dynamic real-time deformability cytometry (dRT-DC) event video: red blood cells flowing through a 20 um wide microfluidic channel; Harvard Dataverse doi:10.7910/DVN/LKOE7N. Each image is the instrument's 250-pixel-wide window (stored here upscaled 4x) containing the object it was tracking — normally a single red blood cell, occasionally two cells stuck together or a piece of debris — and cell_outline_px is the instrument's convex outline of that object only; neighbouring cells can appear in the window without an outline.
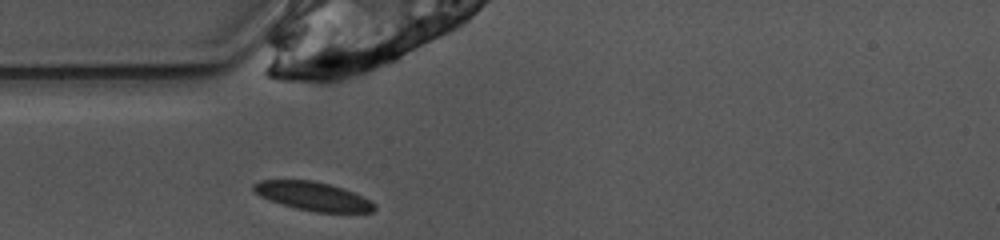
{"species": "common noctule bat (a hibernating species)", "species_latin": "Nyctalus noctula", "temperature_condition": "warm", "stored_images_in_passage": 27, "camera_frame_rate_fps": 3000, "um_per_image_px": 0.085, "animal": {"sex": "female", "body_mass_g": 10.0, "forearm_length_mm": 53.1}, "frame": {"image": 1, "passage_image": 1, "time_ms": 0.0, "image_size_px": [1000, 240], "cell_outline_px": [[376, 208], [372, 212], [316, 212], [296, 208], [268, 200], [260, 196], [252, 188], [252, 184], [260, 180], [312, 180], [344, 188], [376, 204]], "centroid_in_image_um": [26.57, 16.67], "position_along_channel_um": 58.4, "area_um2": 20.0}}
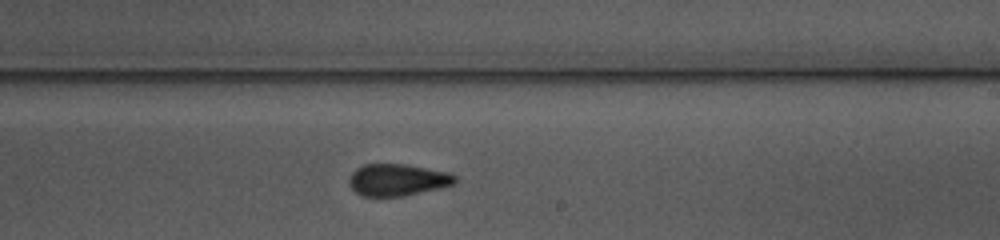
{"frame": {"image": 2, "passage_image": 16, "time_ms": 5.0, "image_size_px": [1000, 240], "cell_outline_px": [[456, 184], [440, 188], [404, 196], [364, 196], [356, 192], [348, 184], [348, 180], [352, 172], [356, 168], [364, 164], [404, 164], [448, 172], [456, 176]], "centroid_in_image_um": [33.78, 15.29], "position_along_channel_um": 255.2, "area_um2": 19.71}}
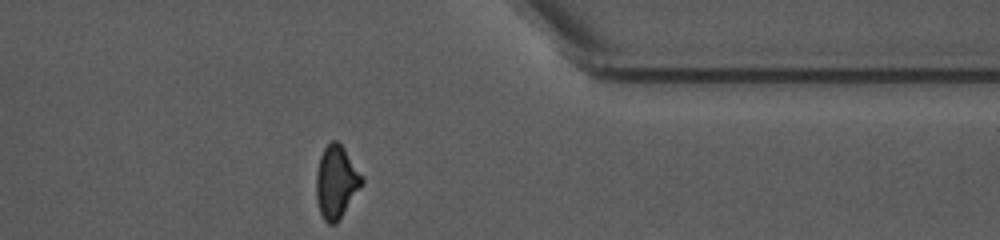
{"frame": {"image": 3, "passage_image": 27, "time_ms": 8.667, "image_size_px": [1000, 240], "cell_outline_px": [[364, 184], [336, 224], [328, 224], [324, 220], [320, 212], [316, 200], [316, 172], [320, 156], [324, 148], [332, 140], [336, 140], [344, 148], [364, 176]], "centroid_in_image_um": [28.6, 15.47], "position_along_channel_um": 382.8, "area_um2": 19.59}, "authors_computed_cell_mechanics": {"area_um2": 20.1722, "velocity_mm_per_s": 3.9159, "shape_relaxation_time_tau1_ms": 10.0722, "shape_relaxation_time_tau2_ms": 1.4821, "deformation_change_tau1": 0.2125, "deformation_change_tau2": 0.0528}}